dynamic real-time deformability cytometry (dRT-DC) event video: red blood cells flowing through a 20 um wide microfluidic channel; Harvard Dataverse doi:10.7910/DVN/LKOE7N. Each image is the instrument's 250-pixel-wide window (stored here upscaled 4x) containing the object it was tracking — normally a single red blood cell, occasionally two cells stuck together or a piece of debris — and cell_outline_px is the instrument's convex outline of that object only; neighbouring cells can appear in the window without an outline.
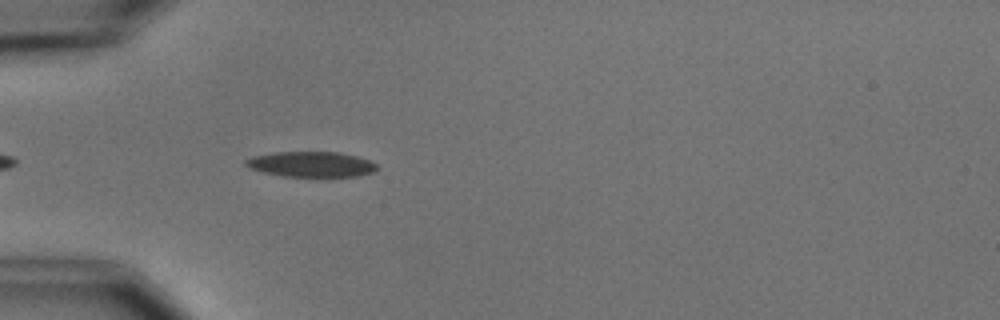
{"species": "common noctule bat (a hibernating species)", "species_latin": "Nyctalus noctula", "temperature_condition": "cold", "stored_images_in_passage": 4, "camera_frame_rate_fps": 3000, "um_per_image_px": 0.085, "animal": {"sex": "male", "body_mass_g": 15.6}, "frame": {"image": 1, "passage_image": 4, "time_ms": 3.667, "image_size_px": [1000, 320], "cell_outline_px": [[376, 168], [372, 172], [360, 176], [280, 176], [248, 168], [244, 164], [244, 160], [252, 156], [272, 152], [340, 152], [356, 156], [368, 160], [376, 164]], "centroid_in_image_um": [26.39, 13.95], "position_along_channel_um": 58.6, "area_um2": 19.36}}